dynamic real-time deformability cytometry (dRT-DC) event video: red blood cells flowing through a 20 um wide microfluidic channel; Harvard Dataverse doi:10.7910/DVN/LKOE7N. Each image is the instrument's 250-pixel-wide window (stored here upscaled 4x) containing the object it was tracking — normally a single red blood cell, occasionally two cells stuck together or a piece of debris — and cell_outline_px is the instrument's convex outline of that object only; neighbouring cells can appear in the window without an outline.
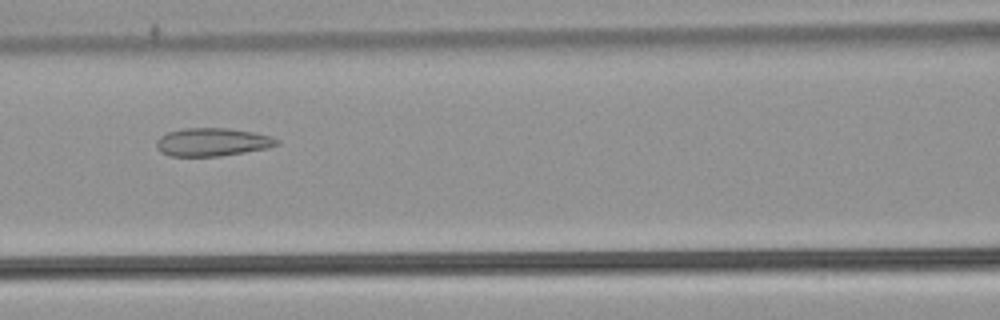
{"species": "common noctule bat (a hibernating species)", "species_latin": "Nyctalus noctula", "temperature_condition": "warm", "stored_images_in_passage": 53, "camera_frame_rate_fps": 3000, "um_per_image_px": 0.085, "animal": {"sex": "male", "body_mass_g": 21.5, "forearm_length_mm": 52.0}, "frame": {"image": 1, "passage_image": 24, "time_ms": 7.667, "image_size_px": [1000, 320], "cell_outline_px": [[280, 144], [268, 148], [220, 156], [168, 156], [160, 152], [156, 148], [156, 140], [160, 136], [168, 132], [184, 128], [228, 128], [252, 132], [268, 136], [280, 140]], "centroid_in_image_um": [18.01, 12.08], "position_along_channel_um": 148.6, "area_um2": 19.77}}
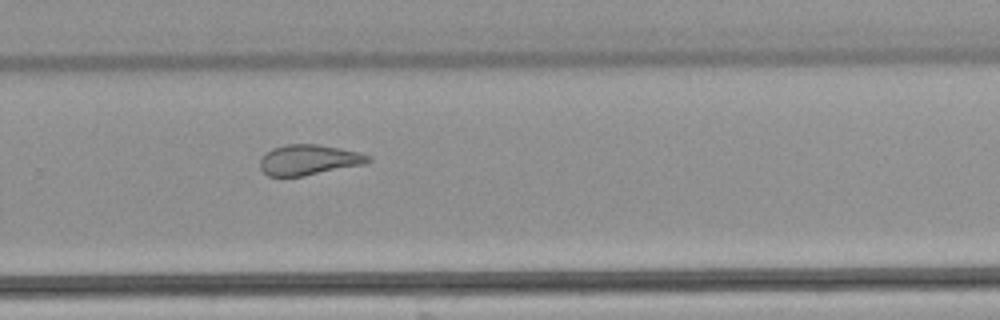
{"frame": {"image": 2, "passage_image": 36, "time_ms": 11.667, "image_size_px": [1000, 320], "cell_outline_px": [[372, 160], [364, 164], [304, 176], [268, 176], [260, 168], [260, 160], [272, 148], [288, 144], [316, 144], [340, 148], [372, 156]], "centroid_in_image_um": [26.26, 13.59], "position_along_channel_um": 303.5, "area_um2": 18.96}}
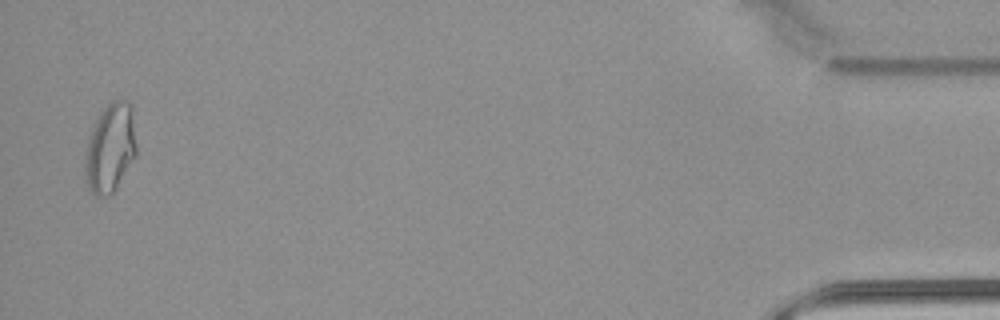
{"frame": {"image": 3, "passage_image": 52, "time_ms": 17.0, "image_size_px": [1000, 320], "cell_outline_px": [[136, 156], [116, 188], [108, 196], [96, 196], [88, 188], [84, 180], [84, 160], [88, 140], [92, 124], [104, 108], [112, 100], [128, 100], [132, 104], [136, 144]], "centroid_in_image_um": [9.36, 12.58], "position_along_channel_um": 425.8, "area_um2": 27.05}, "authors_computed_cell_mechanics": {"area_um2": 23.4668, "velocity_mm_per_s": 3.8891, "shape_relaxation_time_tau1_ms": null, "shape_relaxation_time_tau2_ms": 1.9029, "deformation_change_tau1": null, "deformation_change_tau2": 0.0962}}